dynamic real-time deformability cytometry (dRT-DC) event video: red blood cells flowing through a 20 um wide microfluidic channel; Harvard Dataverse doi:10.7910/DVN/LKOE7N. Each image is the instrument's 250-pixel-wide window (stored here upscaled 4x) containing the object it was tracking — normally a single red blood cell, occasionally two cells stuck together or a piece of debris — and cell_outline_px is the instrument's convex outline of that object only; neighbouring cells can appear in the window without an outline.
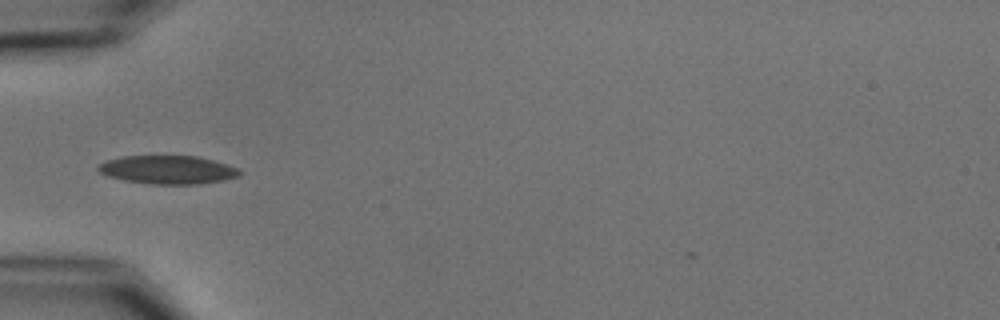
{"species": "common noctule bat (a hibernating species)", "species_latin": "Nyctalus noctula", "temperature_condition": "cold", "stored_images_in_passage": 35, "camera_frame_rate_fps": 3000, "um_per_image_px": 0.085, "animal": {"sex": "male", "body_mass_g": 15.6}, "frame": {"image": 1, "passage_image": 1, "time_ms": 0.0, "image_size_px": [1000, 320], "cell_outline_px": [[240, 176], [224, 180], [200, 184], [152, 184], [124, 180], [108, 176], [100, 172], [96, 168], [100, 164], [108, 160], [124, 156], [200, 156], [236, 168], [240, 172]], "centroid_in_image_um": [14.26, 14.43], "position_along_channel_um": 70.7, "area_um2": 23.18}}
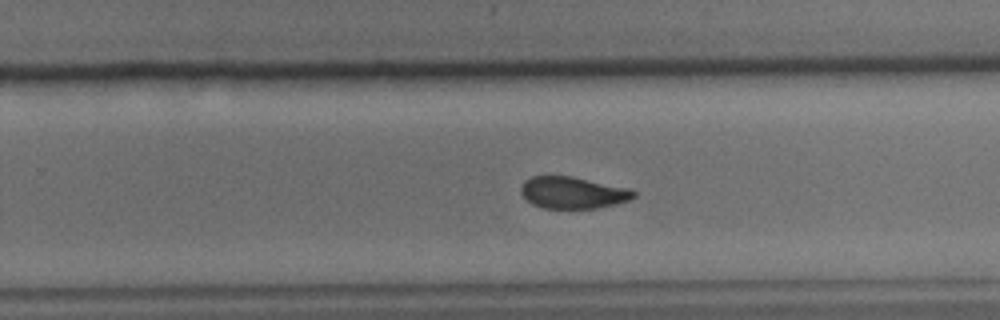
{"frame": {"image": 2, "passage_image": 18, "time_ms": 5.667, "image_size_px": [1000, 320], "cell_outline_px": [[636, 196], [628, 200], [616, 204], [596, 208], [544, 208], [532, 204], [520, 192], [520, 188], [524, 180], [532, 176], [572, 176], [632, 188], [636, 192]], "centroid_in_image_um": [48.72, 16.36], "position_along_channel_um": 281.1, "area_um2": 21.04}}
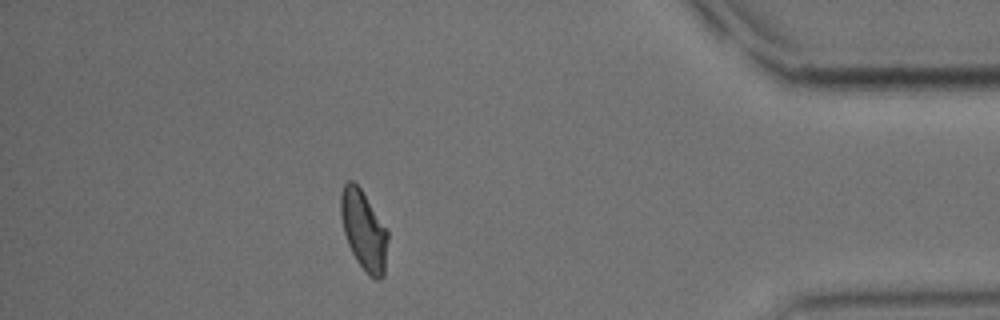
{"frame": {"image": 3, "passage_image": 31, "time_ms": 10.0, "image_size_px": [1000, 320], "cell_outline_px": [[388, 240], [384, 276], [380, 280], [376, 280], [368, 276], [356, 260], [348, 244], [344, 232], [340, 216], [340, 192], [344, 184], [348, 180], [352, 180], [360, 188], [388, 232]], "centroid_in_image_um": [30.91, 19.61], "position_along_channel_um": 404.3, "area_um2": 21.79}}